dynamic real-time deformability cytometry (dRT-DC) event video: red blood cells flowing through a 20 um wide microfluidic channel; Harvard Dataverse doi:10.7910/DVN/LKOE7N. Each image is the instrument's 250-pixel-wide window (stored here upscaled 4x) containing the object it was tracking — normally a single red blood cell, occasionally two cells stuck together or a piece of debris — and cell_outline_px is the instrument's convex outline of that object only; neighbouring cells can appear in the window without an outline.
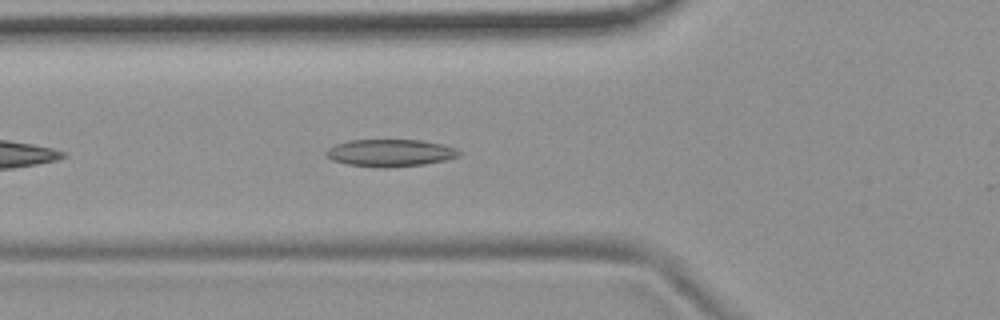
{"species": "common noctule bat (a hibernating species)", "species_latin": "Nyctalus noctula", "temperature_condition": "room temperature", "stored_images_in_passage": 6, "camera_frame_rate_fps": 3000, "um_per_image_px": 0.085, "animal": {"sex": "female", "body_mass_g": 19.9}, "frame": {"image": 1, "passage_image": 6, "time_ms": 5.667, "image_size_px": [1000, 320], "cell_outline_px": [[460, 156], [444, 160], [424, 164], [384, 168], [380, 168], [348, 164], [332, 160], [324, 156], [324, 152], [328, 148], [336, 144], [348, 140], [424, 140], [444, 144], [456, 148], [460, 152]], "centroid_in_image_um": [33.15, 12.99], "position_along_channel_um": 92.6, "area_um2": 21.27}}